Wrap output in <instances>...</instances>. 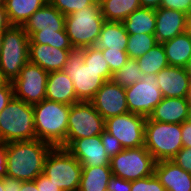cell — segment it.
Segmentation results:
<instances>
[{
    "label": "cell",
    "instance_id": "36",
    "mask_svg": "<svg viewBox=\"0 0 191 191\" xmlns=\"http://www.w3.org/2000/svg\"><path fill=\"white\" fill-rule=\"evenodd\" d=\"M101 141L104 145L106 154L110 158L116 156L124 149L120 141L115 136L111 135L105 130L101 133Z\"/></svg>",
    "mask_w": 191,
    "mask_h": 191
},
{
    "label": "cell",
    "instance_id": "31",
    "mask_svg": "<svg viewBox=\"0 0 191 191\" xmlns=\"http://www.w3.org/2000/svg\"><path fill=\"white\" fill-rule=\"evenodd\" d=\"M157 39L155 35L151 34H134L128 36V44L126 52L128 58L137 59L142 57L146 52L157 45Z\"/></svg>",
    "mask_w": 191,
    "mask_h": 191
},
{
    "label": "cell",
    "instance_id": "4",
    "mask_svg": "<svg viewBox=\"0 0 191 191\" xmlns=\"http://www.w3.org/2000/svg\"><path fill=\"white\" fill-rule=\"evenodd\" d=\"M34 139L33 106L13 96L0 112V143Z\"/></svg>",
    "mask_w": 191,
    "mask_h": 191
},
{
    "label": "cell",
    "instance_id": "28",
    "mask_svg": "<svg viewBox=\"0 0 191 191\" xmlns=\"http://www.w3.org/2000/svg\"><path fill=\"white\" fill-rule=\"evenodd\" d=\"M105 21L123 22L132 12L142 7L140 0H99Z\"/></svg>",
    "mask_w": 191,
    "mask_h": 191
},
{
    "label": "cell",
    "instance_id": "46",
    "mask_svg": "<svg viewBox=\"0 0 191 191\" xmlns=\"http://www.w3.org/2000/svg\"><path fill=\"white\" fill-rule=\"evenodd\" d=\"M141 6L145 8L158 9L161 0H140Z\"/></svg>",
    "mask_w": 191,
    "mask_h": 191
},
{
    "label": "cell",
    "instance_id": "23",
    "mask_svg": "<svg viewBox=\"0 0 191 191\" xmlns=\"http://www.w3.org/2000/svg\"><path fill=\"white\" fill-rule=\"evenodd\" d=\"M128 36L122 22L105 21L95 47L100 50L126 51Z\"/></svg>",
    "mask_w": 191,
    "mask_h": 191
},
{
    "label": "cell",
    "instance_id": "39",
    "mask_svg": "<svg viewBox=\"0 0 191 191\" xmlns=\"http://www.w3.org/2000/svg\"><path fill=\"white\" fill-rule=\"evenodd\" d=\"M107 191H131V181L112 175L107 185Z\"/></svg>",
    "mask_w": 191,
    "mask_h": 191
},
{
    "label": "cell",
    "instance_id": "32",
    "mask_svg": "<svg viewBox=\"0 0 191 191\" xmlns=\"http://www.w3.org/2000/svg\"><path fill=\"white\" fill-rule=\"evenodd\" d=\"M83 61L86 66H89L93 70H103V78L106 81L112 79V73L109 69V65L105 60L102 50L95 46L83 48Z\"/></svg>",
    "mask_w": 191,
    "mask_h": 191
},
{
    "label": "cell",
    "instance_id": "21",
    "mask_svg": "<svg viewBox=\"0 0 191 191\" xmlns=\"http://www.w3.org/2000/svg\"><path fill=\"white\" fill-rule=\"evenodd\" d=\"M71 50L53 48L49 45L29 44V62L39 65L46 72L64 70Z\"/></svg>",
    "mask_w": 191,
    "mask_h": 191
},
{
    "label": "cell",
    "instance_id": "7",
    "mask_svg": "<svg viewBox=\"0 0 191 191\" xmlns=\"http://www.w3.org/2000/svg\"><path fill=\"white\" fill-rule=\"evenodd\" d=\"M29 43V36L22 26H11L3 32L0 70L8 81L17 78L29 62Z\"/></svg>",
    "mask_w": 191,
    "mask_h": 191
},
{
    "label": "cell",
    "instance_id": "44",
    "mask_svg": "<svg viewBox=\"0 0 191 191\" xmlns=\"http://www.w3.org/2000/svg\"><path fill=\"white\" fill-rule=\"evenodd\" d=\"M6 161H7L6 144L0 143V177L1 178H4L7 175Z\"/></svg>",
    "mask_w": 191,
    "mask_h": 191
},
{
    "label": "cell",
    "instance_id": "47",
    "mask_svg": "<svg viewBox=\"0 0 191 191\" xmlns=\"http://www.w3.org/2000/svg\"><path fill=\"white\" fill-rule=\"evenodd\" d=\"M20 191H39V190L37 189L34 180H32V181H23Z\"/></svg>",
    "mask_w": 191,
    "mask_h": 191
},
{
    "label": "cell",
    "instance_id": "43",
    "mask_svg": "<svg viewBox=\"0 0 191 191\" xmlns=\"http://www.w3.org/2000/svg\"><path fill=\"white\" fill-rule=\"evenodd\" d=\"M22 182L21 180L5 176L4 191H20Z\"/></svg>",
    "mask_w": 191,
    "mask_h": 191
},
{
    "label": "cell",
    "instance_id": "40",
    "mask_svg": "<svg viewBox=\"0 0 191 191\" xmlns=\"http://www.w3.org/2000/svg\"><path fill=\"white\" fill-rule=\"evenodd\" d=\"M37 189L39 191H62L58 186H56L49 177L45 174H39L35 179Z\"/></svg>",
    "mask_w": 191,
    "mask_h": 191
},
{
    "label": "cell",
    "instance_id": "8",
    "mask_svg": "<svg viewBox=\"0 0 191 191\" xmlns=\"http://www.w3.org/2000/svg\"><path fill=\"white\" fill-rule=\"evenodd\" d=\"M62 191H78L81 175V163L63 147H53L44 164V172Z\"/></svg>",
    "mask_w": 191,
    "mask_h": 191
},
{
    "label": "cell",
    "instance_id": "29",
    "mask_svg": "<svg viewBox=\"0 0 191 191\" xmlns=\"http://www.w3.org/2000/svg\"><path fill=\"white\" fill-rule=\"evenodd\" d=\"M136 60L144 75L158 74L162 69L169 66L162 43H158Z\"/></svg>",
    "mask_w": 191,
    "mask_h": 191
},
{
    "label": "cell",
    "instance_id": "37",
    "mask_svg": "<svg viewBox=\"0 0 191 191\" xmlns=\"http://www.w3.org/2000/svg\"><path fill=\"white\" fill-rule=\"evenodd\" d=\"M171 160L183 170L191 173V147H182Z\"/></svg>",
    "mask_w": 191,
    "mask_h": 191
},
{
    "label": "cell",
    "instance_id": "48",
    "mask_svg": "<svg viewBox=\"0 0 191 191\" xmlns=\"http://www.w3.org/2000/svg\"><path fill=\"white\" fill-rule=\"evenodd\" d=\"M186 32L191 36V13L187 14Z\"/></svg>",
    "mask_w": 191,
    "mask_h": 191
},
{
    "label": "cell",
    "instance_id": "41",
    "mask_svg": "<svg viewBox=\"0 0 191 191\" xmlns=\"http://www.w3.org/2000/svg\"><path fill=\"white\" fill-rule=\"evenodd\" d=\"M13 96V85L8 81L4 86L0 87V112L7 106Z\"/></svg>",
    "mask_w": 191,
    "mask_h": 191
},
{
    "label": "cell",
    "instance_id": "24",
    "mask_svg": "<svg viewBox=\"0 0 191 191\" xmlns=\"http://www.w3.org/2000/svg\"><path fill=\"white\" fill-rule=\"evenodd\" d=\"M169 66L185 67L191 56V36L184 32L162 43Z\"/></svg>",
    "mask_w": 191,
    "mask_h": 191
},
{
    "label": "cell",
    "instance_id": "53",
    "mask_svg": "<svg viewBox=\"0 0 191 191\" xmlns=\"http://www.w3.org/2000/svg\"><path fill=\"white\" fill-rule=\"evenodd\" d=\"M2 43H3V33H0V53L2 49Z\"/></svg>",
    "mask_w": 191,
    "mask_h": 191
},
{
    "label": "cell",
    "instance_id": "35",
    "mask_svg": "<svg viewBox=\"0 0 191 191\" xmlns=\"http://www.w3.org/2000/svg\"><path fill=\"white\" fill-rule=\"evenodd\" d=\"M131 191H166L155 174L131 181Z\"/></svg>",
    "mask_w": 191,
    "mask_h": 191
},
{
    "label": "cell",
    "instance_id": "9",
    "mask_svg": "<svg viewBox=\"0 0 191 191\" xmlns=\"http://www.w3.org/2000/svg\"><path fill=\"white\" fill-rule=\"evenodd\" d=\"M63 71L72 80L79 101L90 102L106 82L103 78V70H93L84 64L83 48H74L70 51Z\"/></svg>",
    "mask_w": 191,
    "mask_h": 191
},
{
    "label": "cell",
    "instance_id": "1",
    "mask_svg": "<svg viewBox=\"0 0 191 191\" xmlns=\"http://www.w3.org/2000/svg\"><path fill=\"white\" fill-rule=\"evenodd\" d=\"M5 144L6 176L21 181H32L44 172L45 160L53 148L50 144L38 139Z\"/></svg>",
    "mask_w": 191,
    "mask_h": 191
},
{
    "label": "cell",
    "instance_id": "50",
    "mask_svg": "<svg viewBox=\"0 0 191 191\" xmlns=\"http://www.w3.org/2000/svg\"><path fill=\"white\" fill-rule=\"evenodd\" d=\"M184 68L187 71L188 75L191 77V56H190L186 66Z\"/></svg>",
    "mask_w": 191,
    "mask_h": 191
},
{
    "label": "cell",
    "instance_id": "18",
    "mask_svg": "<svg viewBox=\"0 0 191 191\" xmlns=\"http://www.w3.org/2000/svg\"><path fill=\"white\" fill-rule=\"evenodd\" d=\"M154 174L166 191H191V173L183 170L172 160L157 161Z\"/></svg>",
    "mask_w": 191,
    "mask_h": 191
},
{
    "label": "cell",
    "instance_id": "12",
    "mask_svg": "<svg viewBox=\"0 0 191 191\" xmlns=\"http://www.w3.org/2000/svg\"><path fill=\"white\" fill-rule=\"evenodd\" d=\"M129 112L149 118L163 95L156 74L144 75L142 80L125 88Z\"/></svg>",
    "mask_w": 191,
    "mask_h": 191
},
{
    "label": "cell",
    "instance_id": "2",
    "mask_svg": "<svg viewBox=\"0 0 191 191\" xmlns=\"http://www.w3.org/2000/svg\"><path fill=\"white\" fill-rule=\"evenodd\" d=\"M22 27L29 36V44L49 45L62 50L74 49L65 30V15L50 2L31 15Z\"/></svg>",
    "mask_w": 191,
    "mask_h": 191
},
{
    "label": "cell",
    "instance_id": "49",
    "mask_svg": "<svg viewBox=\"0 0 191 191\" xmlns=\"http://www.w3.org/2000/svg\"><path fill=\"white\" fill-rule=\"evenodd\" d=\"M185 98L188 101V103L190 105V108H191V79H190V82H189V88L187 90V94H186Z\"/></svg>",
    "mask_w": 191,
    "mask_h": 191
},
{
    "label": "cell",
    "instance_id": "54",
    "mask_svg": "<svg viewBox=\"0 0 191 191\" xmlns=\"http://www.w3.org/2000/svg\"><path fill=\"white\" fill-rule=\"evenodd\" d=\"M5 0H0V5H4Z\"/></svg>",
    "mask_w": 191,
    "mask_h": 191
},
{
    "label": "cell",
    "instance_id": "52",
    "mask_svg": "<svg viewBox=\"0 0 191 191\" xmlns=\"http://www.w3.org/2000/svg\"><path fill=\"white\" fill-rule=\"evenodd\" d=\"M0 191H4V178L0 177Z\"/></svg>",
    "mask_w": 191,
    "mask_h": 191
},
{
    "label": "cell",
    "instance_id": "16",
    "mask_svg": "<svg viewBox=\"0 0 191 191\" xmlns=\"http://www.w3.org/2000/svg\"><path fill=\"white\" fill-rule=\"evenodd\" d=\"M66 149L82 166L94 167L110 164V157L105 152L101 134L75 139Z\"/></svg>",
    "mask_w": 191,
    "mask_h": 191
},
{
    "label": "cell",
    "instance_id": "38",
    "mask_svg": "<svg viewBox=\"0 0 191 191\" xmlns=\"http://www.w3.org/2000/svg\"><path fill=\"white\" fill-rule=\"evenodd\" d=\"M160 8L173 9L189 14L191 13V0H161Z\"/></svg>",
    "mask_w": 191,
    "mask_h": 191
},
{
    "label": "cell",
    "instance_id": "10",
    "mask_svg": "<svg viewBox=\"0 0 191 191\" xmlns=\"http://www.w3.org/2000/svg\"><path fill=\"white\" fill-rule=\"evenodd\" d=\"M156 161L145 148L123 149L116 156L110 158L112 175L122 179L135 181L154 174Z\"/></svg>",
    "mask_w": 191,
    "mask_h": 191
},
{
    "label": "cell",
    "instance_id": "45",
    "mask_svg": "<svg viewBox=\"0 0 191 191\" xmlns=\"http://www.w3.org/2000/svg\"><path fill=\"white\" fill-rule=\"evenodd\" d=\"M12 25L9 22L7 11L4 5H0V33L9 29Z\"/></svg>",
    "mask_w": 191,
    "mask_h": 191
},
{
    "label": "cell",
    "instance_id": "42",
    "mask_svg": "<svg viewBox=\"0 0 191 191\" xmlns=\"http://www.w3.org/2000/svg\"><path fill=\"white\" fill-rule=\"evenodd\" d=\"M181 133L183 147H191V118L181 124Z\"/></svg>",
    "mask_w": 191,
    "mask_h": 191
},
{
    "label": "cell",
    "instance_id": "6",
    "mask_svg": "<svg viewBox=\"0 0 191 191\" xmlns=\"http://www.w3.org/2000/svg\"><path fill=\"white\" fill-rule=\"evenodd\" d=\"M181 124L152 121L145 122V148L157 161L171 160L183 147Z\"/></svg>",
    "mask_w": 191,
    "mask_h": 191
},
{
    "label": "cell",
    "instance_id": "14",
    "mask_svg": "<svg viewBox=\"0 0 191 191\" xmlns=\"http://www.w3.org/2000/svg\"><path fill=\"white\" fill-rule=\"evenodd\" d=\"M48 74L39 65L28 62L19 76L11 82L14 97L31 105L43 101L46 97Z\"/></svg>",
    "mask_w": 191,
    "mask_h": 191
},
{
    "label": "cell",
    "instance_id": "27",
    "mask_svg": "<svg viewBox=\"0 0 191 191\" xmlns=\"http://www.w3.org/2000/svg\"><path fill=\"white\" fill-rule=\"evenodd\" d=\"M112 177L110 165L82 166V175L78 191H106Z\"/></svg>",
    "mask_w": 191,
    "mask_h": 191
},
{
    "label": "cell",
    "instance_id": "33",
    "mask_svg": "<svg viewBox=\"0 0 191 191\" xmlns=\"http://www.w3.org/2000/svg\"><path fill=\"white\" fill-rule=\"evenodd\" d=\"M99 0H49V2L63 15L67 16L75 11H81Z\"/></svg>",
    "mask_w": 191,
    "mask_h": 191
},
{
    "label": "cell",
    "instance_id": "15",
    "mask_svg": "<svg viewBox=\"0 0 191 191\" xmlns=\"http://www.w3.org/2000/svg\"><path fill=\"white\" fill-rule=\"evenodd\" d=\"M90 103L105 120L129 112L125 88L115 84L112 80L102 85Z\"/></svg>",
    "mask_w": 191,
    "mask_h": 191
},
{
    "label": "cell",
    "instance_id": "20",
    "mask_svg": "<svg viewBox=\"0 0 191 191\" xmlns=\"http://www.w3.org/2000/svg\"><path fill=\"white\" fill-rule=\"evenodd\" d=\"M191 118V108L186 98L163 97L149 116L152 121L182 124Z\"/></svg>",
    "mask_w": 191,
    "mask_h": 191
},
{
    "label": "cell",
    "instance_id": "51",
    "mask_svg": "<svg viewBox=\"0 0 191 191\" xmlns=\"http://www.w3.org/2000/svg\"><path fill=\"white\" fill-rule=\"evenodd\" d=\"M7 82L8 80L3 76V73L0 70V87L4 86Z\"/></svg>",
    "mask_w": 191,
    "mask_h": 191
},
{
    "label": "cell",
    "instance_id": "3",
    "mask_svg": "<svg viewBox=\"0 0 191 191\" xmlns=\"http://www.w3.org/2000/svg\"><path fill=\"white\" fill-rule=\"evenodd\" d=\"M33 106L36 139L66 148L70 106L44 99Z\"/></svg>",
    "mask_w": 191,
    "mask_h": 191
},
{
    "label": "cell",
    "instance_id": "5",
    "mask_svg": "<svg viewBox=\"0 0 191 191\" xmlns=\"http://www.w3.org/2000/svg\"><path fill=\"white\" fill-rule=\"evenodd\" d=\"M104 22L99 1L65 16V30L73 48L95 46Z\"/></svg>",
    "mask_w": 191,
    "mask_h": 191
},
{
    "label": "cell",
    "instance_id": "13",
    "mask_svg": "<svg viewBox=\"0 0 191 191\" xmlns=\"http://www.w3.org/2000/svg\"><path fill=\"white\" fill-rule=\"evenodd\" d=\"M146 117L128 112L105 120V131L115 136L124 149L145 144Z\"/></svg>",
    "mask_w": 191,
    "mask_h": 191
},
{
    "label": "cell",
    "instance_id": "26",
    "mask_svg": "<svg viewBox=\"0 0 191 191\" xmlns=\"http://www.w3.org/2000/svg\"><path fill=\"white\" fill-rule=\"evenodd\" d=\"M49 0H5L9 22L12 26H23L38 9Z\"/></svg>",
    "mask_w": 191,
    "mask_h": 191
},
{
    "label": "cell",
    "instance_id": "11",
    "mask_svg": "<svg viewBox=\"0 0 191 191\" xmlns=\"http://www.w3.org/2000/svg\"><path fill=\"white\" fill-rule=\"evenodd\" d=\"M105 130V119L90 102L80 101L70 106L66 148L75 140L93 137Z\"/></svg>",
    "mask_w": 191,
    "mask_h": 191
},
{
    "label": "cell",
    "instance_id": "22",
    "mask_svg": "<svg viewBox=\"0 0 191 191\" xmlns=\"http://www.w3.org/2000/svg\"><path fill=\"white\" fill-rule=\"evenodd\" d=\"M45 99L68 105L80 102L76 97L72 80L63 70L48 74Z\"/></svg>",
    "mask_w": 191,
    "mask_h": 191
},
{
    "label": "cell",
    "instance_id": "19",
    "mask_svg": "<svg viewBox=\"0 0 191 191\" xmlns=\"http://www.w3.org/2000/svg\"><path fill=\"white\" fill-rule=\"evenodd\" d=\"M156 76L163 97H186L191 77L185 68L168 66Z\"/></svg>",
    "mask_w": 191,
    "mask_h": 191
},
{
    "label": "cell",
    "instance_id": "17",
    "mask_svg": "<svg viewBox=\"0 0 191 191\" xmlns=\"http://www.w3.org/2000/svg\"><path fill=\"white\" fill-rule=\"evenodd\" d=\"M156 28L154 35L158 43L171 40L186 32L187 14L167 8L155 9Z\"/></svg>",
    "mask_w": 191,
    "mask_h": 191
},
{
    "label": "cell",
    "instance_id": "30",
    "mask_svg": "<svg viewBox=\"0 0 191 191\" xmlns=\"http://www.w3.org/2000/svg\"><path fill=\"white\" fill-rule=\"evenodd\" d=\"M143 76L137 60L129 58L126 64L112 75L111 80L115 84L127 88L142 80Z\"/></svg>",
    "mask_w": 191,
    "mask_h": 191
},
{
    "label": "cell",
    "instance_id": "25",
    "mask_svg": "<svg viewBox=\"0 0 191 191\" xmlns=\"http://www.w3.org/2000/svg\"><path fill=\"white\" fill-rule=\"evenodd\" d=\"M122 23L129 35H154L156 28L155 9L140 7L132 12Z\"/></svg>",
    "mask_w": 191,
    "mask_h": 191
},
{
    "label": "cell",
    "instance_id": "34",
    "mask_svg": "<svg viewBox=\"0 0 191 191\" xmlns=\"http://www.w3.org/2000/svg\"><path fill=\"white\" fill-rule=\"evenodd\" d=\"M102 53L112 74L122 68L129 59L126 51L104 49Z\"/></svg>",
    "mask_w": 191,
    "mask_h": 191
}]
</instances>
